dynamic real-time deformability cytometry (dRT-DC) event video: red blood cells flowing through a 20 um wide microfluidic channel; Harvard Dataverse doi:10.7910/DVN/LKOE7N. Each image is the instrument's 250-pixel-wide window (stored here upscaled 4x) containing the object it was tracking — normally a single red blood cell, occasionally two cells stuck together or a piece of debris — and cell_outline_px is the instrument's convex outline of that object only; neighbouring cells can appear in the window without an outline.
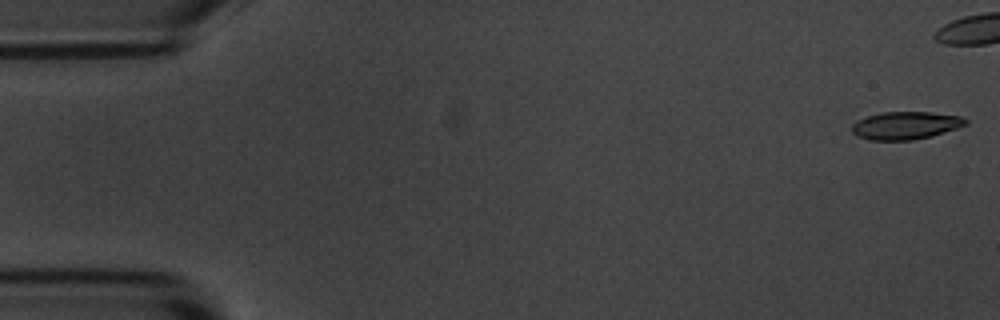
{"species": "common noctule bat (a hibernating species)", "species_latin": "Nyctalus noctula", "temperature_condition": "room temperature", "stored_images_in_passage": 6, "camera_frame_rate_fps": 3000, "um_per_image_px": 0.085, "animal": {"sex": "male", "body_mass_g": 20.1, "forearm_length_mm": 53.5}, "frame": {"image": 1, "passage_image": 1, "time_ms": 0.0, "image_size_px": [1000, 320], "cell_outline_px": [[968, 124], [956, 128], [928, 136], [912, 140], [872, 140], [856, 136], [852, 132], [852, 124], [856, 120], [868, 116], [884, 112], [932, 112], [960, 116], [968, 120]], "centroid_in_image_um": [76.95, 10.66], "position_along_channel_um": 8.1, "area_um2": 18.21}}
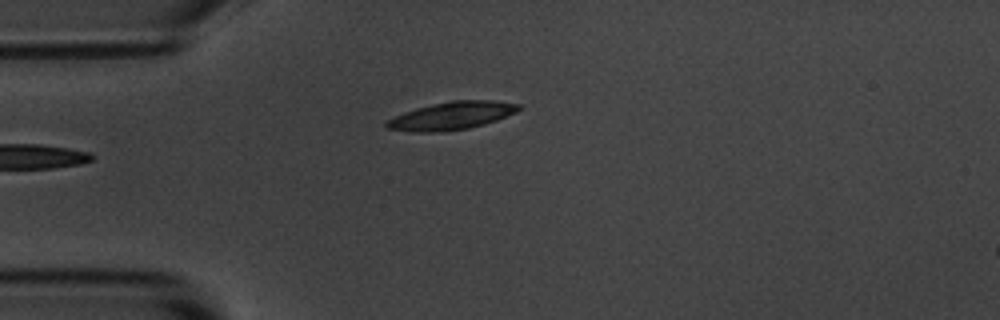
{"frame": {"image": 2, "passage_image": 6, "time_ms": 5.667, "image_size_px": [1000, 320], "cell_outline_px": [[520, 108], [516, 112], [496, 120], [484, 124], [468, 128], [444, 132], [416, 132], [388, 128], [384, 124], [384, 120], [404, 112], [416, 108], [432, 104], [452, 100], [496, 100], [520, 104]], "centroid_in_image_um": [38.37, 9.83], "position_along_channel_um": 46.6, "area_um2": 21.5}}